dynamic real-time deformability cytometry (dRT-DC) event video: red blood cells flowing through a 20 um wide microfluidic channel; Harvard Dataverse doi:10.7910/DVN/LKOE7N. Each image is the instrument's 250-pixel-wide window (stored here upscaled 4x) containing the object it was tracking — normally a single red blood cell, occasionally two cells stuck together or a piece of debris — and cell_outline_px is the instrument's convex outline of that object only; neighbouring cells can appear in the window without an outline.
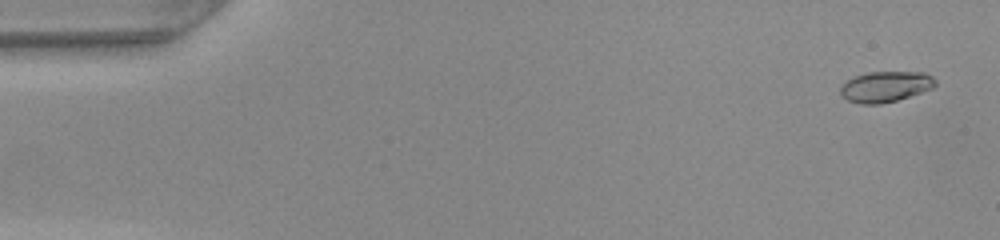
{"species": "common noctule bat (a hibernating species)", "species_latin": "Nyctalus noctula", "temperature_condition": "warm", "stored_images_in_passage": 48, "camera_frame_rate_fps": 3000, "um_per_image_px": 0.085, "animal": {"sex": "female", "body_mass_g": 22.0, "forearm_length_mm": 56.7}, "frame": {"image": 1, "passage_image": 2, "time_ms": 0.333, "image_size_px": [1000, 240], "cell_outline_px": [[936, 84], [932, 88], [896, 100], [880, 104], [860, 104], [848, 100], [840, 92], [840, 88], [848, 80], [856, 76], [868, 72], [924, 72], [932, 76], [936, 80]], "centroid_in_image_um": [75.28, 7.36], "position_along_channel_um": 9.7, "area_um2": 16.7}}
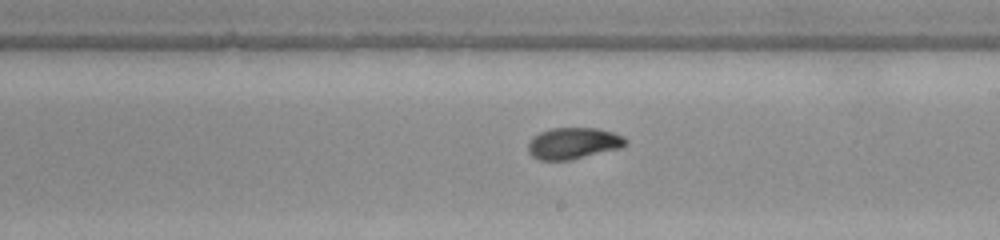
{"frame": {"image": 2, "passage_image": 28, "time_ms": 9.0, "image_size_px": [1000, 240], "cell_outline_px": [[628, 144], [620, 148], [568, 160], [540, 160], [532, 156], [528, 152], [528, 144], [540, 132], [552, 128], [596, 128], [612, 132], [624, 136], [628, 140]], "centroid_in_image_um": [48.76, 12.18], "position_along_channel_um": 240.2, "area_um2": 17.69}}
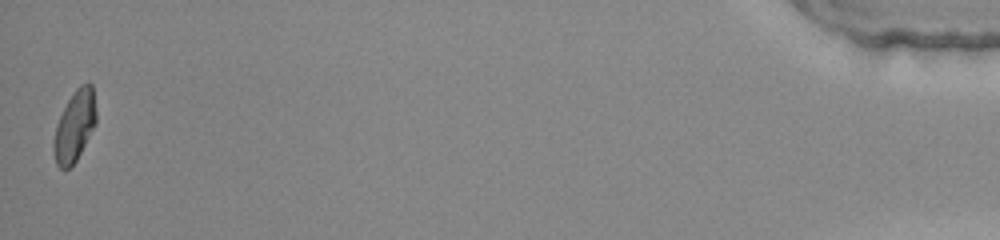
{"frame": {"image": 3, "passage_image": 48, "time_ms": 15.667, "image_size_px": [1000, 240], "cell_outline_px": [[96, 124], [76, 160], [68, 168], [60, 168], [56, 164], [52, 148], [52, 144], [56, 124], [68, 100], [76, 88], [80, 84], [88, 80], [92, 84], [96, 112]], "centroid_in_image_um": [6.34, 10.68], "position_along_channel_um": 428.9, "area_um2": 17.57}, "authors_computed_cell_mechanics": {"area_um2": 17.4267, "velocity_mm_per_s": 4.2537, "shape_relaxation_time_tau1_ms": 3.91, "shape_relaxation_time_tau2_ms": 0.6188, "deformation_change_tau1": 0.1781, "deformation_change_tau2": 0.0414}}